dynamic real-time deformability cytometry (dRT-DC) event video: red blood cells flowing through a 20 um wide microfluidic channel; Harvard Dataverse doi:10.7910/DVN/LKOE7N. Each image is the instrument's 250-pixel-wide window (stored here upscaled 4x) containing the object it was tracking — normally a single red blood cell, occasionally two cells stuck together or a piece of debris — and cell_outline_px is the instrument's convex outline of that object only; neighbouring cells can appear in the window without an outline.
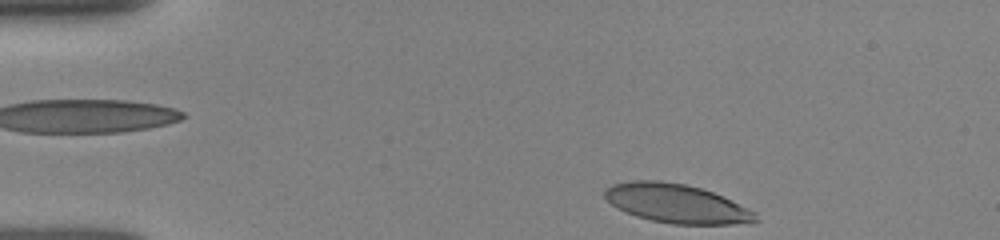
{"species": "human", "species_latin": "Homo sapiens", "temperature_condition": "room temperature", "stored_images_in_passage": 36, "camera_frame_rate_fps": 3000, "um_per_image_px": 0.085, "donor": {"sex": "female"}, "frame": {"image": 1, "passage_image": 1, "time_ms": 0.0, "image_size_px": [1000, 240], "cell_outline_px": [[760, 220], [752, 224], [672, 224], [652, 220], [636, 216], [624, 212], [616, 208], [604, 196], [604, 188], [612, 184], [628, 180], [660, 180], [684, 184], [700, 188], [712, 192], [756, 212]], "centroid_in_image_um": [57.49, 17.3], "position_along_channel_um": 27.5, "area_um2": 34.39}}
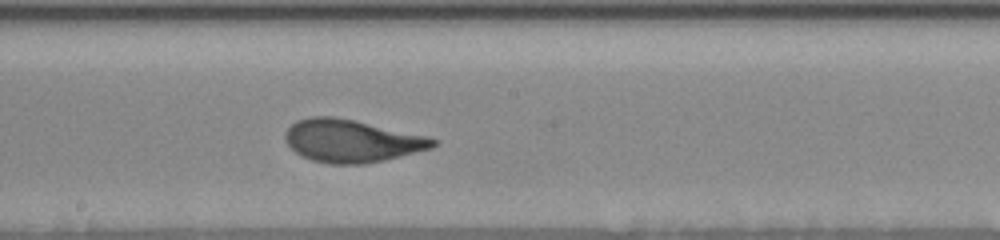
{"frame": {"image": 2, "passage_image": 21, "time_ms": 6.667, "image_size_px": [1000, 240], "cell_outline_px": [[440, 140], [432, 148], [384, 160], [364, 164], [328, 164], [312, 160], [300, 156], [284, 140], [284, 132], [296, 120], [312, 116], [332, 116], [352, 120], [428, 136]], "centroid_in_image_um": [29.87, 11.98], "position_along_channel_um": 218.3, "area_um2": 36.7}}
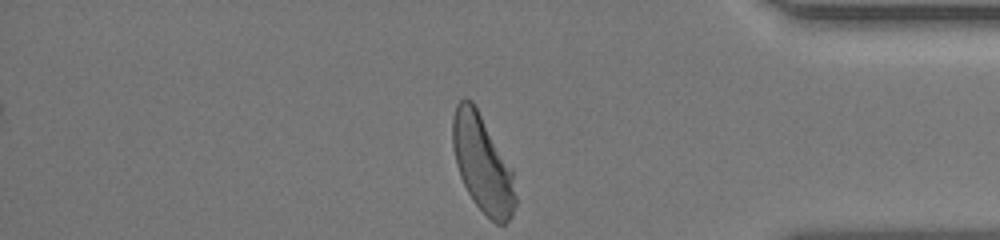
{"frame": {"image": 3, "passage_image": 36, "time_ms": 11.667, "image_size_px": [1000, 240], "cell_outline_px": [[516, 204], [512, 216], [504, 224], [496, 224], [472, 200], [460, 176], [456, 164], [452, 148], [452, 116], [456, 104], [464, 96], [472, 100], [512, 168], [516, 196]], "centroid_in_image_um": [41.0, 13.89], "position_along_channel_um": 394.2, "area_um2": 35.6}, "authors_computed_cell_mechanics": {"area_um2": 36.2117, "velocity_mm_per_s": 3.9311, "shape_relaxation_time_tau1_ms": 2.4923, "shape_relaxation_time_tau2_ms": null, "deformation_change_tau1": 0.1726, "deformation_change_tau2": null}}